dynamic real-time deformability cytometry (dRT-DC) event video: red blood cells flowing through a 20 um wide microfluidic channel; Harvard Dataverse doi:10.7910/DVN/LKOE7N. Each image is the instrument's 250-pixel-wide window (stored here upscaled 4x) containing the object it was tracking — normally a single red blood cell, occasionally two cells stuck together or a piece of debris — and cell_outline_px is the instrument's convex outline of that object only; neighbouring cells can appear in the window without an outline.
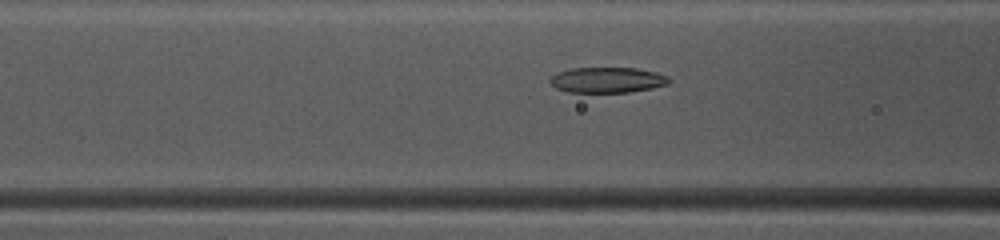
{"species": "common noctule bat (a hibernating species)", "species_latin": "Nyctalus noctula", "temperature_condition": "warm", "stored_images_in_passage": 49, "camera_frame_rate_fps": 3000, "um_per_image_px": 0.085, "animal": {"sex": "female", "body_mass_g": 10.0, "forearm_length_mm": 53.1}, "frame": {"image": 1, "passage_image": 20, "time_ms": 6.333, "image_size_px": [1000, 240], "cell_outline_px": [[672, 80], [668, 84], [652, 88], [628, 92], [568, 92], [556, 88], [548, 80], [548, 76], [556, 72], [568, 68], [636, 68], [656, 72], [668, 76]], "centroid_in_image_um": [51.58, 6.79], "position_along_channel_um": 115.0, "area_um2": 17.92}}
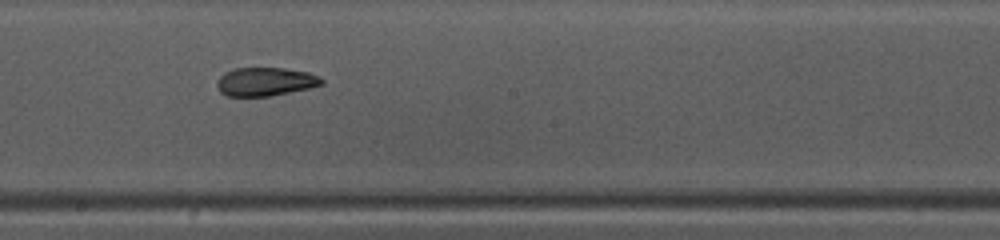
{"frame": {"image": 2, "passage_image": 28, "time_ms": 9.0, "image_size_px": [1000, 240], "cell_outline_px": [[324, 84], [308, 88], [272, 96], [228, 96], [220, 92], [216, 84], [216, 80], [224, 72], [236, 68], [284, 68], [308, 72], [320, 76], [324, 80]], "centroid_in_image_um": [22.56, 6.94], "position_along_channel_um": 225.6, "area_um2": 17.51}}
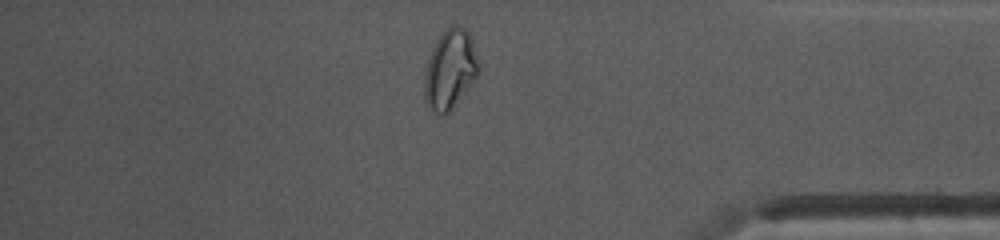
{"frame": {"image": 3, "passage_image": 42, "time_ms": 13.667, "image_size_px": [1000, 240], "cell_outline_px": [[476, 76], [452, 108], [444, 116], [440, 116], [428, 108], [424, 96], [424, 80], [428, 60], [432, 48], [436, 40], [452, 24], [456, 24], [464, 28], [468, 32], [472, 40], [476, 60]], "centroid_in_image_um": [38.2, 5.92], "position_along_channel_um": 397.0, "area_um2": 24.33}, "authors_computed_cell_mechanics": {"area_um2": 19.4208, "velocity_mm_per_s": 4.1326, "shape_relaxation_time_tau1_ms": null, "shape_relaxation_time_tau2_ms": 2.3107, "deformation_change_tau1": null, "deformation_change_tau2": 0.0911}}